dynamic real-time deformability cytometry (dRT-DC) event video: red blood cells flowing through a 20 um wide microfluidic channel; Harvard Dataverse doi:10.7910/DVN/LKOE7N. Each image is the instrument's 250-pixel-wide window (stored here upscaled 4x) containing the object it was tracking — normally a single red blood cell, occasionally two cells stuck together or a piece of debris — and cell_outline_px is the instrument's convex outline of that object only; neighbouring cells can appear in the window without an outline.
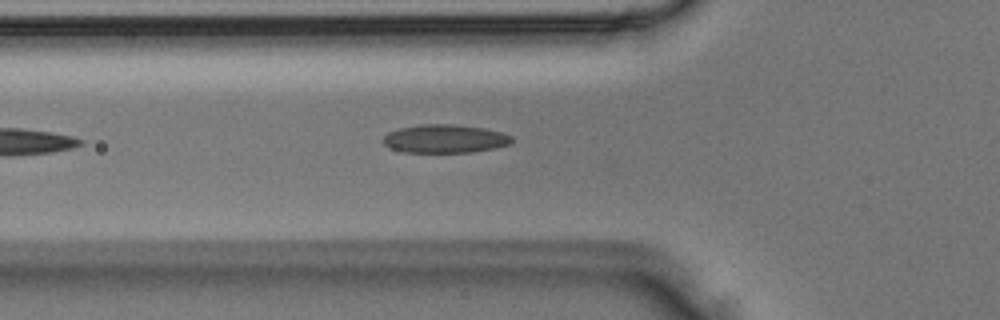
{"species": "Egyptian fruit bat (a non-hibernating species)", "species_latin": "Rousettus aegyptiacus", "temperature_condition": "room temperature", "stored_images_in_passage": 3, "camera_frame_rate_fps": 3000, "um_per_image_px": 0.085, "animal": {"sex": "male"}, "frame": {"image": 1, "passage_image": 3, "time_ms": 0.667, "image_size_px": [1000, 320], "cell_outline_px": [[512, 140], [508, 144], [496, 148], [472, 152], [404, 152], [392, 148], [384, 144], [380, 140], [388, 132], [400, 128], [420, 124], [452, 124], [484, 128], [500, 132], [512, 136]], "centroid_in_image_um": [37.79, 11.79], "position_along_channel_um": 88.0, "area_um2": 21.21}}